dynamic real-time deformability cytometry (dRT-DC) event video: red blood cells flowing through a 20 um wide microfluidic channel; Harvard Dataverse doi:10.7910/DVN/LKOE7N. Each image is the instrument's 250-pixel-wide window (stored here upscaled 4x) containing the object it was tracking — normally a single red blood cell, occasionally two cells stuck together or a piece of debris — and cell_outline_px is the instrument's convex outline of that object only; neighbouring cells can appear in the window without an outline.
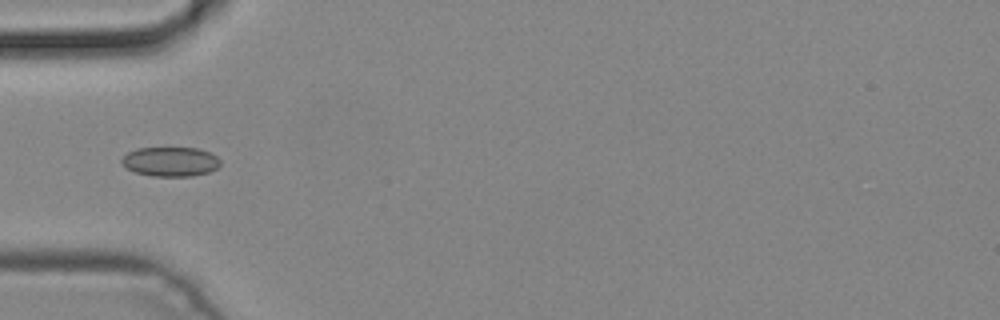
{"species": "common noctule bat (a hibernating species)", "species_latin": "Nyctalus noctula", "temperature_condition": "cold", "stored_images_in_passage": 5, "camera_frame_rate_fps": 3000, "um_per_image_px": 0.085, "animal": {"sex": "male", "body_mass_g": 19.2, "forearm_length_mm": 51.8}, "frame": {"image": 1, "passage_image": 5, "time_ms": 1.333, "image_size_px": [1000, 320], "cell_outline_px": [[220, 164], [216, 168], [208, 172], [192, 176], [152, 176], [136, 172], [128, 168], [120, 160], [128, 152], [136, 148], [196, 148], [208, 152], [216, 156], [220, 160]], "centroid_in_image_um": [14.49, 13.73], "position_along_channel_um": 70.5, "area_um2": 16.7}}